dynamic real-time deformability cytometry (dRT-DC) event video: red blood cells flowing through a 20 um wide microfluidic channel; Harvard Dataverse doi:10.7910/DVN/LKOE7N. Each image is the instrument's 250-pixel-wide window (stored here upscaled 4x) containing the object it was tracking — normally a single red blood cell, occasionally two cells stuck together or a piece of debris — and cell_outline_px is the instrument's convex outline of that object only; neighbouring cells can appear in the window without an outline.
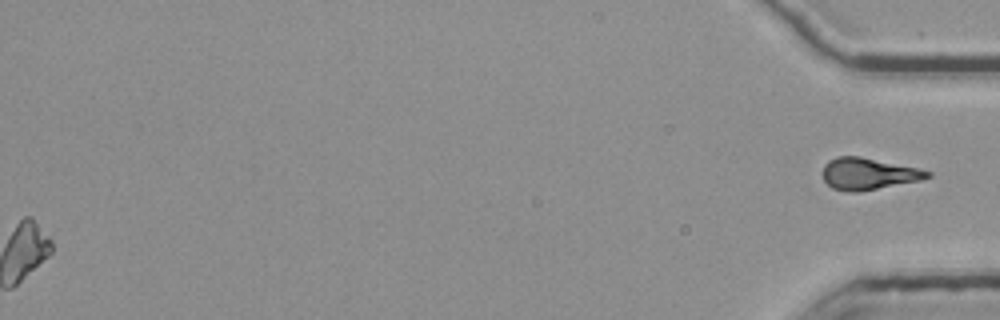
{"species": "common noctule bat (a hibernating species)", "species_latin": "Nyctalus noctula", "temperature_condition": "room temperature", "stored_images_in_passage": 50, "segment_of_instrument_passage": [2, 2], "camera_frame_rate_fps": 3000, "um_per_image_px": 0.085, "animal": {"sex": "female", "body_mass_g": 25.1}, "frame": {"image": 1, "passage_image": 50, "time_ms": 16.333, "image_size_px": [1000, 320], "cell_outline_px": [[932, 176], [920, 180], [860, 192], [852, 192], [832, 188], [824, 180], [824, 164], [828, 160], [836, 156], [860, 156], [916, 168], [932, 172]], "centroid_in_image_um": [73.8, 14.77], "position_along_channel_um": 361.4, "area_um2": 19.19}}